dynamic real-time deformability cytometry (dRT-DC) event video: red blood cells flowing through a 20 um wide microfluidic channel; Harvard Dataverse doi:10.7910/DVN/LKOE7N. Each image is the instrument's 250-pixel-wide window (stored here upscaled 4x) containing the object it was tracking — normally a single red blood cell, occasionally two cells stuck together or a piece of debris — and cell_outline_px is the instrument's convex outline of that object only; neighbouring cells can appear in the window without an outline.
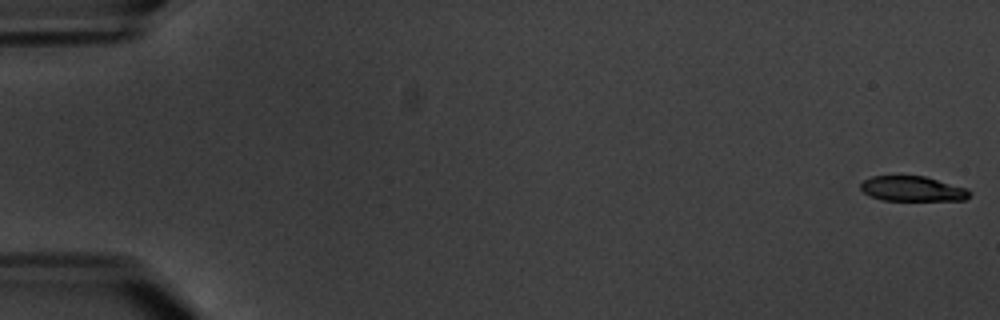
{"species": "common noctule bat (a hibernating species)", "species_latin": "Nyctalus noctula", "temperature_condition": "warm", "stored_images_in_passage": 6, "camera_frame_rate_fps": 3000, "um_per_image_px": 0.085, "animal": {"sex": "male", "body_mass_g": 20.1, "forearm_length_mm": 53.5}, "frame": {"image": 1, "passage_image": 1, "time_ms": 0.0, "image_size_px": [1000, 320], "cell_outline_px": [[972, 196], [964, 200], [884, 200], [872, 196], [864, 192], [860, 188], [860, 184], [864, 180], [872, 176], [924, 176], [968, 188], [972, 192]], "centroid_in_image_um": [77.62, 16.04], "position_along_channel_um": 7.4, "area_um2": 15.9}}
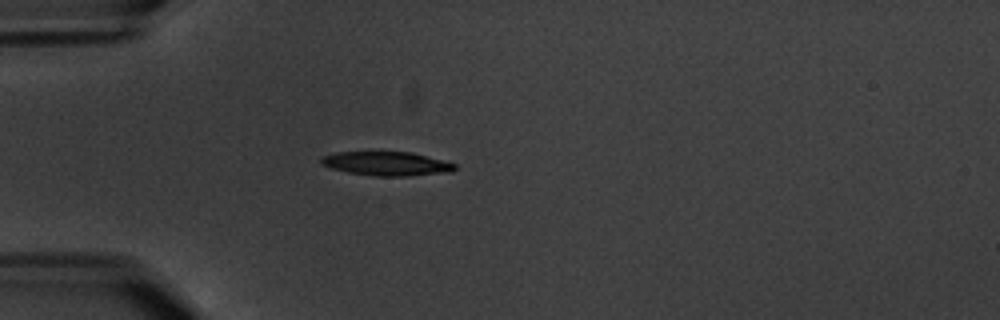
{"frame": {"image": 2, "passage_image": 5, "time_ms": 5.667, "image_size_px": [1000, 320], "cell_outline_px": [[456, 168], [452, 172], [408, 176], [376, 176], [348, 172], [332, 168], [320, 164], [320, 156], [336, 152], [412, 152], [444, 160], [456, 164]], "centroid_in_image_um": [32.87, 13.91], "position_along_channel_um": 52.1, "area_um2": 18.79}}